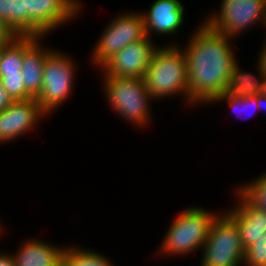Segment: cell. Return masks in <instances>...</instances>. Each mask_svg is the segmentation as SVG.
I'll return each instance as SVG.
<instances>
[{"instance_id":"obj_1","label":"cell","mask_w":266,"mask_h":266,"mask_svg":"<svg viewBox=\"0 0 266 266\" xmlns=\"http://www.w3.org/2000/svg\"><path fill=\"white\" fill-rule=\"evenodd\" d=\"M232 39L202 22L182 48L187 60L191 105L212 103L227 92L230 75L237 62L234 49L231 48Z\"/></svg>"},{"instance_id":"obj_2","label":"cell","mask_w":266,"mask_h":266,"mask_svg":"<svg viewBox=\"0 0 266 266\" xmlns=\"http://www.w3.org/2000/svg\"><path fill=\"white\" fill-rule=\"evenodd\" d=\"M181 46L174 42L158 46L143 77L147 91L154 99L178 94L189 103L187 60Z\"/></svg>"},{"instance_id":"obj_3","label":"cell","mask_w":266,"mask_h":266,"mask_svg":"<svg viewBox=\"0 0 266 266\" xmlns=\"http://www.w3.org/2000/svg\"><path fill=\"white\" fill-rule=\"evenodd\" d=\"M220 214L201 207H189L180 212L164 236L160 254L188 255L203 248L212 222Z\"/></svg>"},{"instance_id":"obj_4","label":"cell","mask_w":266,"mask_h":266,"mask_svg":"<svg viewBox=\"0 0 266 266\" xmlns=\"http://www.w3.org/2000/svg\"><path fill=\"white\" fill-rule=\"evenodd\" d=\"M103 79L104 95L115 113L136 127L148 125L153 98L144 79L117 76H103Z\"/></svg>"},{"instance_id":"obj_5","label":"cell","mask_w":266,"mask_h":266,"mask_svg":"<svg viewBox=\"0 0 266 266\" xmlns=\"http://www.w3.org/2000/svg\"><path fill=\"white\" fill-rule=\"evenodd\" d=\"M201 266H241L245 249L235 222L225 213L212 222L203 245Z\"/></svg>"},{"instance_id":"obj_6","label":"cell","mask_w":266,"mask_h":266,"mask_svg":"<svg viewBox=\"0 0 266 266\" xmlns=\"http://www.w3.org/2000/svg\"><path fill=\"white\" fill-rule=\"evenodd\" d=\"M75 67L72 58L58 49H52L46 56L42 90L36 100L47 115L61 107L72 94Z\"/></svg>"},{"instance_id":"obj_7","label":"cell","mask_w":266,"mask_h":266,"mask_svg":"<svg viewBox=\"0 0 266 266\" xmlns=\"http://www.w3.org/2000/svg\"><path fill=\"white\" fill-rule=\"evenodd\" d=\"M24 36L41 37L75 19L82 8L79 0H23Z\"/></svg>"},{"instance_id":"obj_8","label":"cell","mask_w":266,"mask_h":266,"mask_svg":"<svg viewBox=\"0 0 266 266\" xmlns=\"http://www.w3.org/2000/svg\"><path fill=\"white\" fill-rule=\"evenodd\" d=\"M100 35L93 48L91 61L101 68L125 46L144 39L146 35L142 12L120 13L113 18Z\"/></svg>"},{"instance_id":"obj_9","label":"cell","mask_w":266,"mask_h":266,"mask_svg":"<svg viewBox=\"0 0 266 266\" xmlns=\"http://www.w3.org/2000/svg\"><path fill=\"white\" fill-rule=\"evenodd\" d=\"M218 13L210 14L203 22L229 38L243 34L259 21L266 27V0H222Z\"/></svg>"},{"instance_id":"obj_10","label":"cell","mask_w":266,"mask_h":266,"mask_svg":"<svg viewBox=\"0 0 266 266\" xmlns=\"http://www.w3.org/2000/svg\"><path fill=\"white\" fill-rule=\"evenodd\" d=\"M158 46L146 36L115 53L102 67L103 76L143 78Z\"/></svg>"},{"instance_id":"obj_11","label":"cell","mask_w":266,"mask_h":266,"mask_svg":"<svg viewBox=\"0 0 266 266\" xmlns=\"http://www.w3.org/2000/svg\"><path fill=\"white\" fill-rule=\"evenodd\" d=\"M47 114L40 108L36 98L14 101L0 112V144L14 141L35 127Z\"/></svg>"},{"instance_id":"obj_12","label":"cell","mask_w":266,"mask_h":266,"mask_svg":"<svg viewBox=\"0 0 266 266\" xmlns=\"http://www.w3.org/2000/svg\"><path fill=\"white\" fill-rule=\"evenodd\" d=\"M235 192L237 205L225 213L237 225L242 246L246 249L266 235V211L254 206L239 190Z\"/></svg>"},{"instance_id":"obj_13","label":"cell","mask_w":266,"mask_h":266,"mask_svg":"<svg viewBox=\"0 0 266 266\" xmlns=\"http://www.w3.org/2000/svg\"><path fill=\"white\" fill-rule=\"evenodd\" d=\"M185 7L179 0H154L148 12L142 13L146 35L171 36L178 33L184 22Z\"/></svg>"},{"instance_id":"obj_14","label":"cell","mask_w":266,"mask_h":266,"mask_svg":"<svg viewBox=\"0 0 266 266\" xmlns=\"http://www.w3.org/2000/svg\"><path fill=\"white\" fill-rule=\"evenodd\" d=\"M41 37L23 36L22 74L26 92L37 98L42 90L46 56L52 51L41 46Z\"/></svg>"},{"instance_id":"obj_15","label":"cell","mask_w":266,"mask_h":266,"mask_svg":"<svg viewBox=\"0 0 266 266\" xmlns=\"http://www.w3.org/2000/svg\"><path fill=\"white\" fill-rule=\"evenodd\" d=\"M31 239L23 242L17 253L13 254L15 266H62L66 247H55L40 239Z\"/></svg>"},{"instance_id":"obj_16","label":"cell","mask_w":266,"mask_h":266,"mask_svg":"<svg viewBox=\"0 0 266 266\" xmlns=\"http://www.w3.org/2000/svg\"><path fill=\"white\" fill-rule=\"evenodd\" d=\"M237 63L232 69L226 93L236 96H251L266 92V80L263 77L261 68L258 65L256 66L257 72H259L257 74L259 76L256 77L251 72L241 71Z\"/></svg>"},{"instance_id":"obj_17","label":"cell","mask_w":266,"mask_h":266,"mask_svg":"<svg viewBox=\"0 0 266 266\" xmlns=\"http://www.w3.org/2000/svg\"><path fill=\"white\" fill-rule=\"evenodd\" d=\"M23 36H16L0 50V76L22 74Z\"/></svg>"},{"instance_id":"obj_18","label":"cell","mask_w":266,"mask_h":266,"mask_svg":"<svg viewBox=\"0 0 266 266\" xmlns=\"http://www.w3.org/2000/svg\"><path fill=\"white\" fill-rule=\"evenodd\" d=\"M62 266H113L111 261L96 251L67 246L62 257Z\"/></svg>"},{"instance_id":"obj_19","label":"cell","mask_w":266,"mask_h":266,"mask_svg":"<svg viewBox=\"0 0 266 266\" xmlns=\"http://www.w3.org/2000/svg\"><path fill=\"white\" fill-rule=\"evenodd\" d=\"M238 190L254 206L266 211V173L243 186H239Z\"/></svg>"},{"instance_id":"obj_20","label":"cell","mask_w":266,"mask_h":266,"mask_svg":"<svg viewBox=\"0 0 266 266\" xmlns=\"http://www.w3.org/2000/svg\"><path fill=\"white\" fill-rule=\"evenodd\" d=\"M224 100L232 108L231 110H234L235 113L238 114L237 116L239 117L241 116L240 114H243V112L245 111L248 112L249 110L248 117H250V116H253L252 113L254 114L256 113L255 111L259 110L258 103L256 101V95L236 96V95H228L227 93H223L222 95L214 99L212 102L213 103L218 102V101L225 102ZM245 113L243 115H245Z\"/></svg>"},{"instance_id":"obj_21","label":"cell","mask_w":266,"mask_h":266,"mask_svg":"<svg viewBox=\"0 0 266 266\" xmlns=\"http://www.w3.org/2000/svg\"><path fill=\"white\" fill-rule=\"evenodd\" d=\"M23 74L0 76L1 83L13 101H24L32 97L26 92Z\"/></svg>"},{"instance_id":"obj_22","label":"cell","mask_w":266,"mask_h":266,"mask_svg":"<svg viewBox=\"0 0 266 266\" xmlns=\"http://www.w3.org/2000/svg\"><path fill=\"white\" fill-rule=\"evenodd\" d=\"M243 266H266V235L245 249Z\"/></svg>"},{"instance_id":"obj_23","label":"cell","mask_w":266,"mask_h":266,"mask_svg":"<svg viewBox=\"0 0 266 266\" xmlns=\"http://www.w3.org/2000/svg\"><path fill=\"white\" fill-rule=\"evenodd\" d=\"M12 31L16 36H24L23 0H12Z\"/></svg>"},{"instance_id":"obj_24","label":"cell","mask_w":266,"mask_h":266,"mask_svg":"<svg viewBox=\"0 0 266 266\" xmlns=\"http://www.w3.org/2000/svg\"><path fill=\"white\" fill-rule=\"evenodd\" d=\"M0 20L12 30V0H0Z\"/></svg>"},{"instance_id":"obj_25","label":"cell","mask_w":266,"mask_h":266,"mask_svg":"<svg viewBox=\"0 0 266 266\" xmlns=\"http://www.w3.org/2000/svg\"><path fill=\"white\" fill-rule=\"evenodd\" d=\"M16 37L15 33L0 20V50Z\"/></svg>"},{"instance_id":"obj_26","label":"cell","mask_w":266,"mask_h":266,"mask_svg":"<svg viewBox=\"0 0 266 266\" xmlns=\"http://www.w3.org/2000/svg\"><path fill=\"white\" fill-rule=\"evenodd\" d=\"M13 102V99L8 95L0 80V112L7 109Z\"/></svg>"},{"instance_id":"obj_27","label":"cell","mask_w":266,"mask_h":266,"mask_svg":"<svg viewBox=\"0 0 266 266\" xmlns=\"http://www.w3.org/2000/svg\"><path fill=\"white\" fill-rule=\"evenodd\" d=\"M263 48V49H262ZM261 48L260 54H259V60L257 59L258 66L261 68V72L263 74V77L266 80V41L263 43V47Z\"/></svg>"},{"instance_id":"obj_28","label":"cell","mask_w":266,"mask_h":266,"mask_svg":"<svg viewBox=\"0 0 266 266\" xmlns=\"http://www.w3.org/2000/svg\"><path fill=\"white\" fill-rule=\"evenodd\" d=\"M0 266H15L12 253H0Z\"/></svg>"},{"instance_id":"obj_29","label":"cell","mask_w":266,"mask_h":266,"mask_svg":"<svg viewBox=\"0 0 266 266\" xmlns=\"http://www.w3.org/2000/svg\"><path fill=\"white\" fill-rule=\"evenodd\" d=\"M256 101L258 103V109L266 110V92L256 95Z\"/></svg>"}]
</instances>
